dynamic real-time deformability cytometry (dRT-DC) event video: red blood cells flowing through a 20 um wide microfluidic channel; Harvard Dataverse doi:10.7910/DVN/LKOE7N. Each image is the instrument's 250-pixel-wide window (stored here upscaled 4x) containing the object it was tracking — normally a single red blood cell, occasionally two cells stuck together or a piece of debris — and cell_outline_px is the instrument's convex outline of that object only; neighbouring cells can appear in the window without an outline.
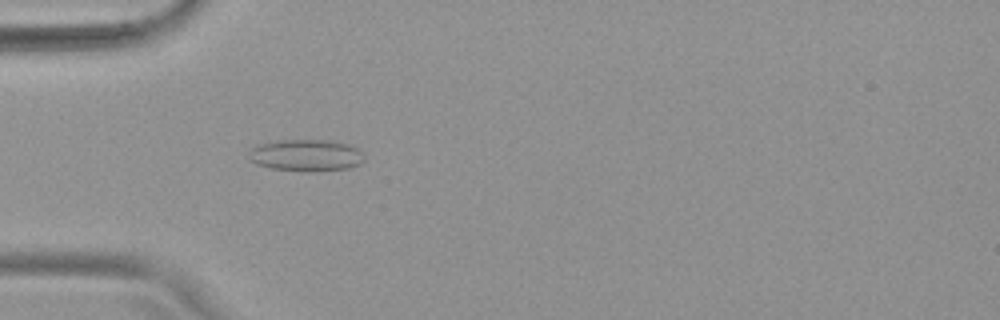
{"species": "common noctule bat (a hibernating species)", "species_latin": "Nyctalus noctula", "temperature_condition": "warm", "stored_images_in_passage": 53, "camera_frame_rate_fps": 3000, "um_per_image_px": 0.085, "animal": {"sex": "female", "body_mass_g": 19.9}, "frame": {"image": 1, "passage_image": 16, "time_ms": 5.0, "image_size_px": [1000, 320], "cell_outline_px": [[364, 160], [360, 164], [348, 168], [308, 172], [304, 172], [272, 168], [256, 164], [252, 160], [248, 152], [256, 144], [280, 140], [332, 140], [352, 144], [364, 156]], "centroid_in_image_um": [26.03, 13.19], "position_along_channel_um": 59.0, "area_um2": 21.56}}
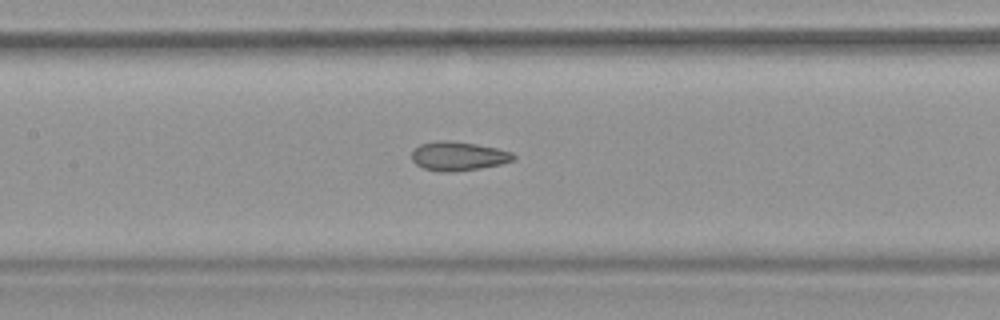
{"frame": {"image": 2, "passage_image": 25, "time_ms": 8.0, "image_size_px": [1000, 320], "cell_outline_px": [[516, 160], [500, 164], [480, 168], [448, 172], [436, 172], [424, 168], [416, 164], [412, 160], [412, 152], [420, 144], [436, 140], [444, 140], [476, 144], [496, 148], [512, 152], [516, 156]], "centroid_in_image_um": [38.96, 13.27], "position_along_channel_um": 168.4, "area_um2": 17.17}}
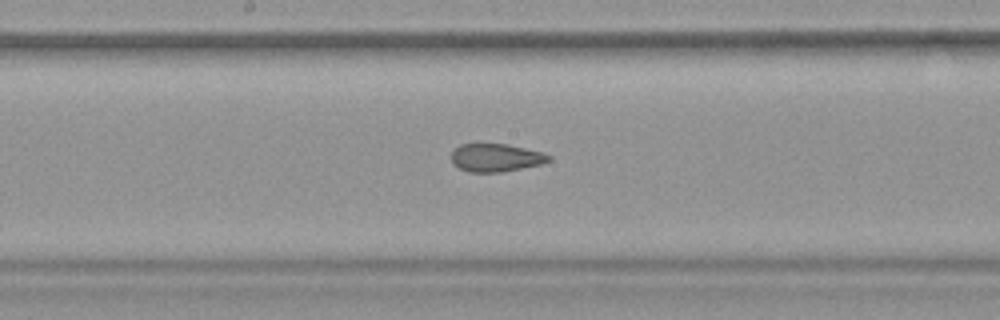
{"frame": {"image": 3, "passage_image": 28, "time_ms": 9.0, "image_size_px": [1000, 320], "cell_outline_px": [[552, 160], [540, 164], [500, 172], [468, 172], [452, 164], [452, 148], [460, 144], [476, 140], [508, 144], [544, 152], [552, 156]], "centroid_in_image_um": [42.09, 13.34], "position_along_channel_um": 206.1, "area_um2": 16.7}, "authors_computed_cell_mechanics": {"area_um2": 18.785, "velocity_mm_per_s": 3.784, "shape_relaxation_time_tau1_ms": null, "shape_relaxation_time_tau2_ms": 2.0425, "deformation_change_tau1": null, "deformation_change_tau2": 0.0895}}